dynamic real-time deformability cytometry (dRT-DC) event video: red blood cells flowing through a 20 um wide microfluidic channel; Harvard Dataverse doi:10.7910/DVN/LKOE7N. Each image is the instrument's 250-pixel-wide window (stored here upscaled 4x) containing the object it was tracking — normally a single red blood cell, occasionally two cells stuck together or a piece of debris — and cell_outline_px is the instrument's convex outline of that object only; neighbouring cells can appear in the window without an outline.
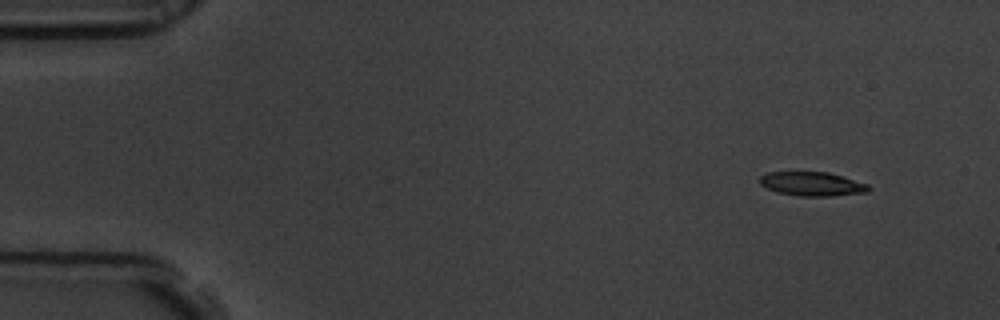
{"species": "common noctule bat (a hibernating species)", "species_latin": "Nyctalus noctula", "temperature_condition": "room temperature", "stored_images_in_passage": 5, "camera_frame_rate_fps": 3000, "um_per_image_px": 0.085, "animal": {"sex": "male", "body_mass_g": 19.5, "forearm_length_mm": 54.6}, "frame": {"image": 1, "passage_image": 1, "time_ms": 0.0, "image_size_px": [1000, 320], "cell_outline_px": [[872, 188], [868, 192], [832, 196], [800, 196], [776, 192], [760, 184], [760, 176], [768, 172], [828, 172], [844, 176], [868, 184]], "centroid_in_image_um": [69.07, 15.63], "position_along_channel_um": 15.9, "area_um2": 15.32}}
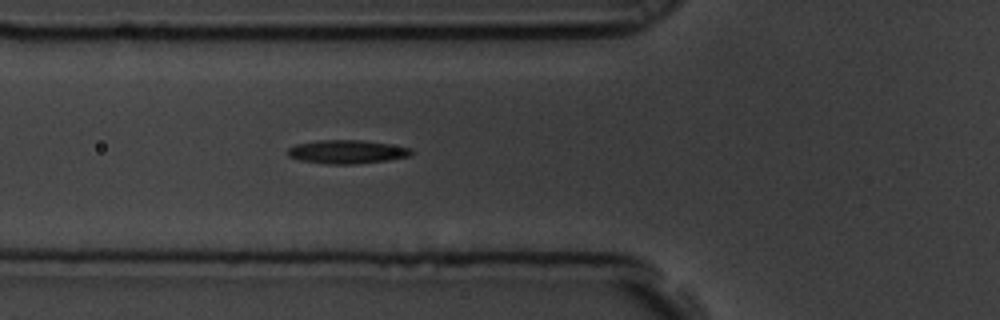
{"frame": {"image": 2, "passage_image": 5, "time_ms": 1.333, "image_size_px": [1000, 320], "cell_outline_px": [[416, 152], [412, 156], [388, 160], [352, 164], [328, 164], [300, 160], [288, 156], [288, 148], [296, 144], [320, 140], [360, 140], [388, 144], [412, 148]], "centroid_in_image_um": [29.54, 12.9], "position_along_channel_um": 96.3, "area_um2": 16.99}}